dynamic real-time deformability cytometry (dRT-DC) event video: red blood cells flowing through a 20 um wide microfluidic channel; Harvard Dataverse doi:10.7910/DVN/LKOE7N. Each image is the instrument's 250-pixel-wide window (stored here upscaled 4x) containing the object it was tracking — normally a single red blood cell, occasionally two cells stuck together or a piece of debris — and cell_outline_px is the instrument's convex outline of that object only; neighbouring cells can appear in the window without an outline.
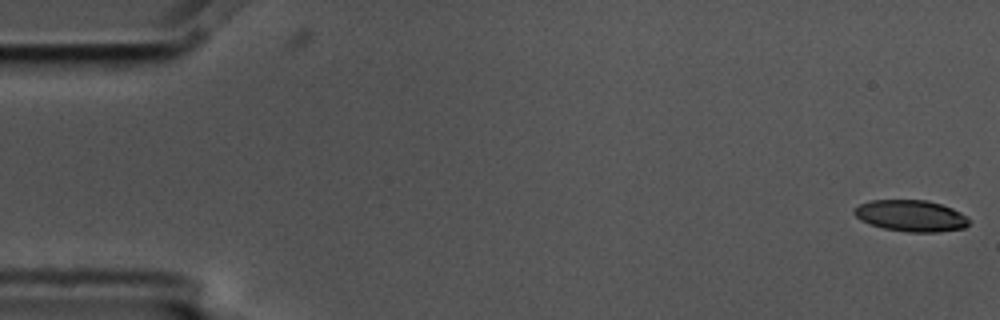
{"species": "common noctule bat (a hibernating species)", "species_latin": "Nyctalus noctula", "temperature_condition": "cold", "stored_images_in_passage": 5, "camera_frame_rate_fps": 3000, "um_per_image_px": 0.085, "animal": {"sex": "male", "body_mass_g": 17.5, "forearm_length_mm": 52.3}, "frame": {"image": 1, "passage_image": 1, "time_ms": 0.0, "image_size_px": [1000, 320], "cell_outline_px": [[968, 224], [964, 228], [936, 232], [908, 232], [884, 228], [860, 220], [852, 212], [860, 204], [872, 200], [928, 200], [952, 208], [960, 212], [968, 220]], "centroid_in_image_um": [77.42, 18.34], "position_along_channel_um": 7.6, "area_um2": 20.75}}
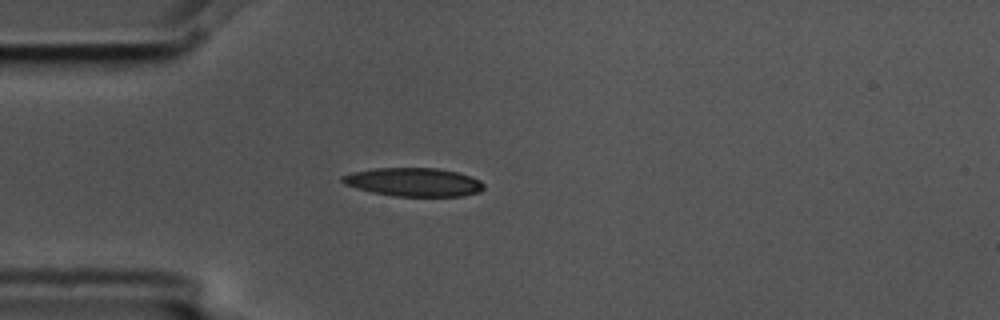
{"frame": {"image": 2, "passage_image": 4, "time_ms": 1.0, "image_size_px": [1000, 320], "cell_outline_px": [[484, 188], [480, 192], [464, 196], [396, 196], [372, 192], [356, 188], [344, 184], [340, 180], [340, 176], [352, 172], [376, 168], [436, 168], [456, 172], [472, 176], [480, 180], [484, 184]], "centroid_in_image_um": [35.17, 15.48], "position_along_channel_um": 49.8, "area_um2": 23.58}}